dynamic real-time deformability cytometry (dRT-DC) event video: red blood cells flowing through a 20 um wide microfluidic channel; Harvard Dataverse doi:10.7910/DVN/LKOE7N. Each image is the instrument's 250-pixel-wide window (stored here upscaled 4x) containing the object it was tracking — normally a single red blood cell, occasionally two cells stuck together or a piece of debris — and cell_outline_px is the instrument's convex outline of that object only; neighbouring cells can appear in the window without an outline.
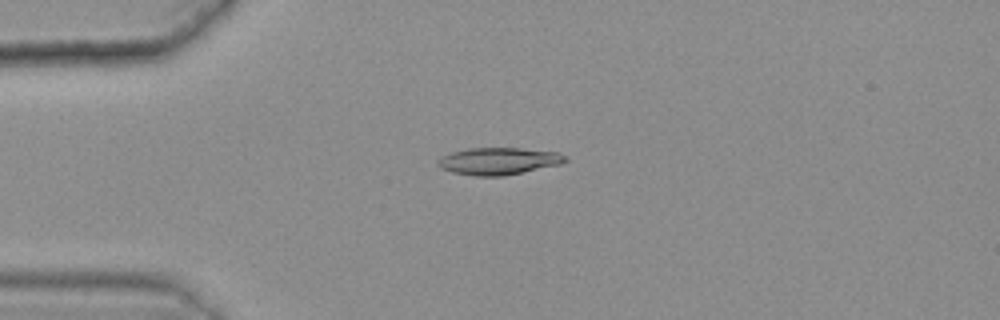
{"species": "common noctule bat (a hibernating species)", "species_latin": "Nyctalus noctula", "temperature_condition": "warm", "stored_images_in_passage": 45, "camera_frame_rate_fps": 3000, "um_per_image_px": 0.085, "animal": {"sex": "female", "body_mass_g": 25.1}, "frame": {"image": 1, "passage_image": 10, "time_ms": 3.0, "image_size_px": [1000, 320], "cell_outline_px": [[568, 160], [560, 164], [504, 176], [476, 176], [452, 172], [440, 168], [436, 164], [436, 160], [440, 156], [452, 152], [468, 148], [520, 148], [556, 152], [568, 156]], "centroid_in_image_um": [42.34, 13.69], "position_along_channel_um": 42.7, "area_um2": 20.23}}
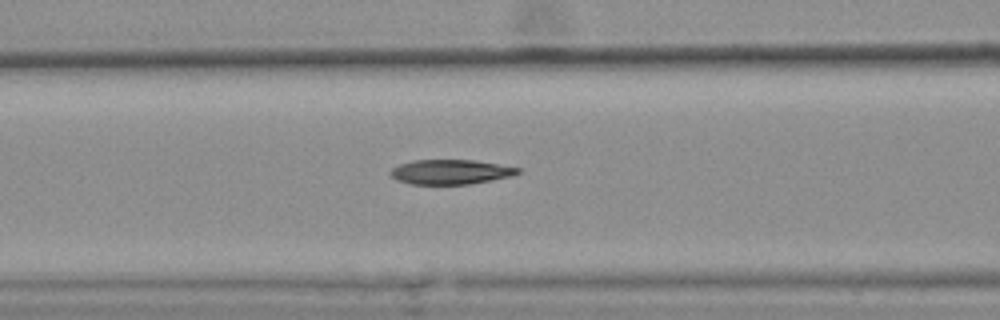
{"frame": {"image": 2, "passage_image": 19, "time_ms": 6.0, "image_size_px": [1000, 320], "cell_outline_px": [[520, 172], [512, 176], [492, 180], [468, 184], [412, 184], [396, 180], [388, 172], [392, 168], [400, 164], [412, 160], [476, 160], [520, 168]], "centroid_in_image_um": [38.29, 14.61], "position_along_channel_um": 128.3, "area_um2": 18.32}}
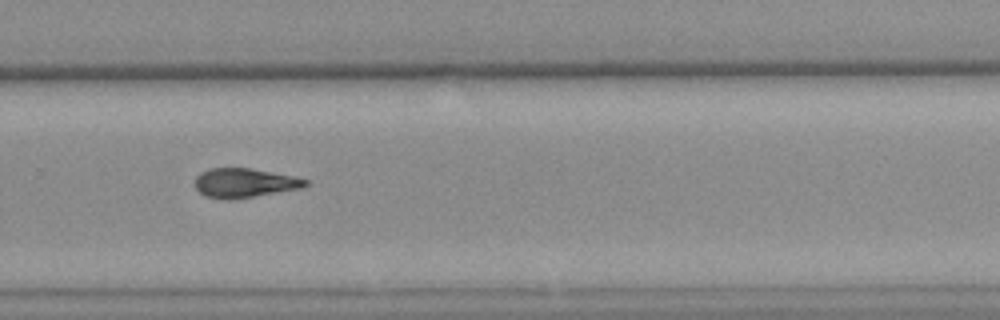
{"frame": {"image": 3, "passage_image": 34, "time_ms": 11.0, "image_size_px": [1000, 320], "cell_outline_px": [[308, 184], [304, 188], [228, 200], [224, 200], [204, 196], [196, 188], [196, 176], [200, 172], [208, 168], [248, 168], [292, 176], [308, 180]], "centroid_in_image_um": [20.75, 15.55], "position_along_channel_um": 309.0, "area_um2": 18.73}}